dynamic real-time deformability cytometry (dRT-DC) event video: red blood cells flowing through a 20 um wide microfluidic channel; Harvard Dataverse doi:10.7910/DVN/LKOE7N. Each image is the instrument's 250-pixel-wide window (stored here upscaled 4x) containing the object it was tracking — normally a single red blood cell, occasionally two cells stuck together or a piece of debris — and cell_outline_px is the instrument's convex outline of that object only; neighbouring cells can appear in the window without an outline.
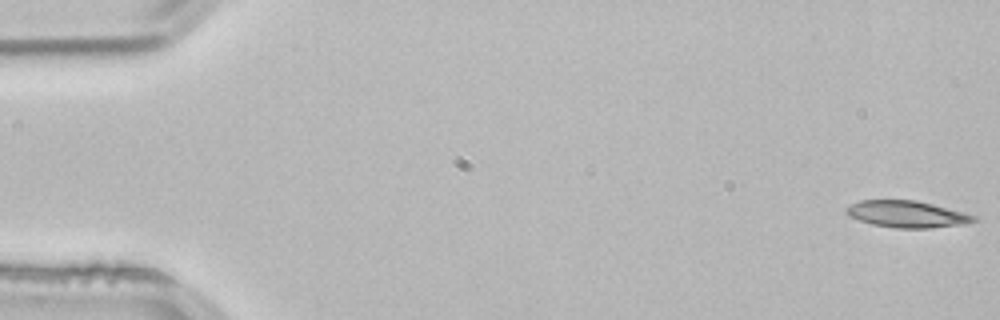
{"species": "common noctule bat (a hibernating species)", "species_latin": "Nyctalus noctula", "temperature_condition": "room temperature", "stored_images_in_passage": 6, "camera_frame_rate_fps": 3000, "um_per_image_px": 0.085, "animal": {"sex": "male", "body_mass_g": 21.5, "forearm_length_mm": 52.0}, "frame": {"image": 1, "passage_image": 1, "time_ms": 0.0, "image_size_px": [1000, 320], "cell_outline_px": [[976, 220], [968, 224], [932, 228], [896, 228], [872, 224], [848, 216], [844, 208], [860, 200], [916, 200], [964, 212], [976, 216]], "centroid_in_image_um": [77.1, 18.21], "position_along_channel_um": 7.9, "area_um2": 19.88}}